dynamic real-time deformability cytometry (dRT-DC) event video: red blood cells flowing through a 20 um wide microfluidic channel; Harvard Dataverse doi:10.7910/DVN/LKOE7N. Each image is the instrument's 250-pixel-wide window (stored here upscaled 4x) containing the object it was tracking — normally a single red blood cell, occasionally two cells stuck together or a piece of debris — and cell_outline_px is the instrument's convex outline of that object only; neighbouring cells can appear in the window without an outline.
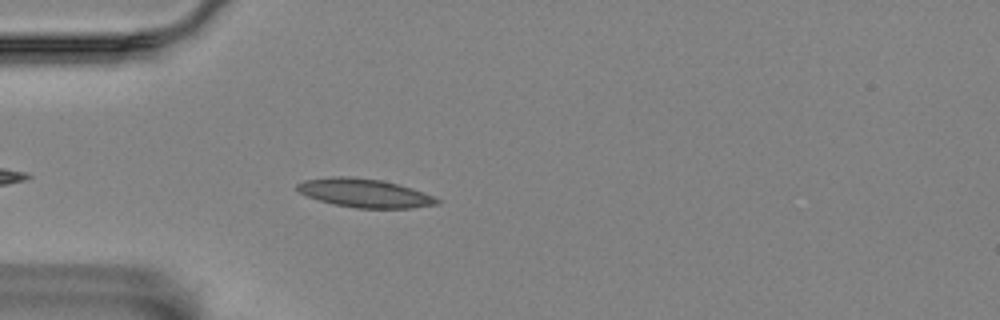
{"species": "Egyptian fruit bat (a non-hibernating species)", "species_latin": "Rousettus aegyptiacus", "temperature_condition": "room temperature", "stored_images_in_passage": 2, "camera_frame_rate_fps": 3000, "um_per_image_px": 0.085, "animal": {"sex": "female"}, "frame": {"image": 1, "passage_image": 2, "time_ms": 0.333, "image_size_px": [1000, 320], "cell_outline_px": [[440, 200], [436, 204], [412, 208], [356, 208], [332, 204], [308, 196], [300, 192], [296, 188], [296, 184], [304, 180], [332, 176], [352, 176], [380, 180], [412, 188], [432, 196]], "centroid_in_image_um": [30.95, 16.4], "position_along_channel_um": 54.1, "area_um2": 23.12}}